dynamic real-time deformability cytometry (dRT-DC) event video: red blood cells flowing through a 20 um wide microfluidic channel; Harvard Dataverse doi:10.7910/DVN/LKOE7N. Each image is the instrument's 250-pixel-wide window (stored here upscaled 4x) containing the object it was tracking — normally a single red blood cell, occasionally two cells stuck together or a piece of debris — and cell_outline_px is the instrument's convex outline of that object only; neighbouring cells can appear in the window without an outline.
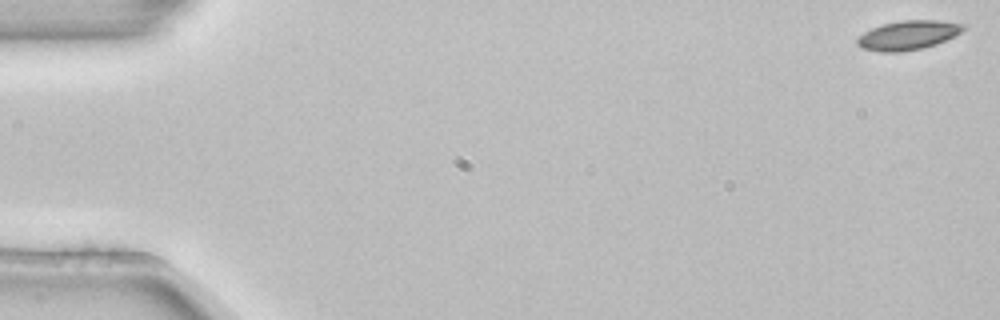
{"species": "common noctule bat (a hibernating species)", "species_latin": "Nyctalus noctula", "temperature_condition": "room temperature", "stored_images_in_passage": 4, "camera_frame_rate_fps": 3000, "um_per_image_px": 0.085, "animal": {"sex": "female", "body_mass_g": 22.7, "forearm_length_mm": 54.2}, "frame": {"image": 1, "passage_image": 1, "time_ms": 0.0, "image_size_px": [1000, 320], "cell_outline_px": [[964, 28], [960, 32], [936, 44], [924, 48], [900, 52], [880, 52], [860, 48], [856, 44], [856, 40], [864, 32], [872, 28], [884, 24], [900, 20], [940, 20], [964, 24]], "centroid_in_image_um": [77.14, 3.0], "position_along_channel_um": 7.9, "area_um2": 17.98}}
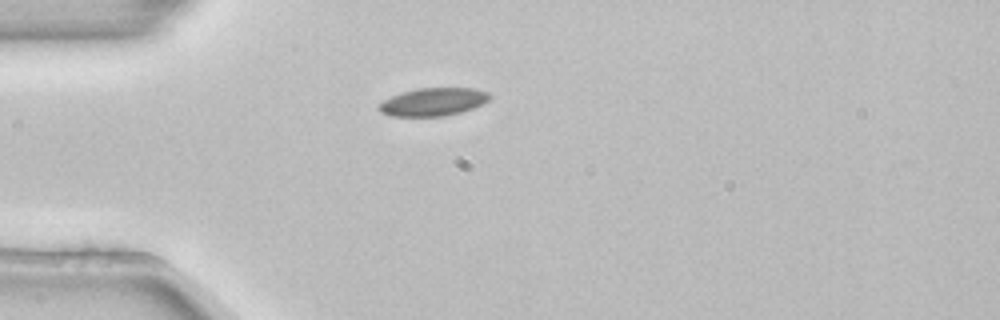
{"frame": {"image": 2, "passage_image": 4, "time_ms": 1.0, "image_size_px": [1000, 320], "cell_outline_px": [[492, 96], [488, 100], [472, 108], [460, 112], [444, 116], [392, 116], [380, 112], [376, 108], [384, 100], [392, 96], [416, 88], [476, 88], [488, 92]], "centroid_in_image_um": [36.82, 8.65], "position_along_channel_um": 48.2, "area_um2": 17.92}}